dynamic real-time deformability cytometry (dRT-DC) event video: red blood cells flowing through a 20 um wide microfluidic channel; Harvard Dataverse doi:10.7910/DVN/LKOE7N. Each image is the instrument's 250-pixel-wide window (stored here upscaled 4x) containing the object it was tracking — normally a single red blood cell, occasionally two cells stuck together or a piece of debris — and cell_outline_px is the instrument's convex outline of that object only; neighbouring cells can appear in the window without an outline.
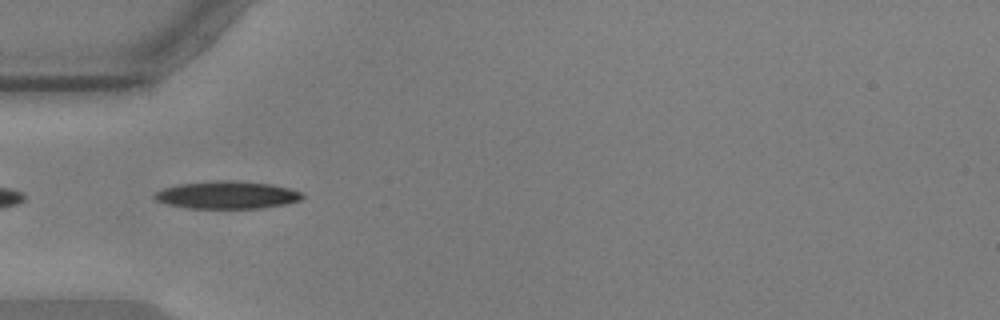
{"species": "common noctule bat (a hibernating species)", "species_latin": "Nyctalus noctula", "temperature_condition": "warm", "stored_images_in_passage": 34, "camera_frame_rate_fps": 3000, "um_per_image_px": 0.085, "animal": {"sex": "male", "body_mass_g": 17.9, "forearm_length_mm": 54.2}, "frame": {"image": 1, "passage_image": 2, "time_ms": 0.333, "image_size_px": [1000, 320], "cell_outline_px": [[304, 196], [300, 200], [284, 204], [264, 208], [188, 208], [168, 204], [156, 200], [152, 196], [156, 192], [164, 188], [180, 184], [216, 180], [236, 180], [272, 184], [288, 188], [300, 192]], "centroid_in_image_um": [19.3, 16.57], "position_along_channel_um": 65.7, "area_um2": 23.7}}
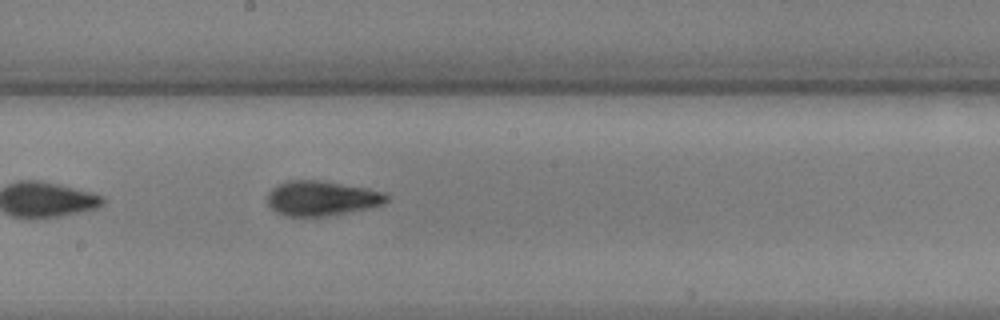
{"frame": {"image": 2, "passage_image": 15, "time_ms": 4.667, "image_size_px": [1000, 320], "cell_outline_px": [[388, 200], [384, 204], [328, 216], [284, 216], [276, 212], [268, 204], [268, 192], [276, 184], [288, 180], [324, 180], [384, 192], [388, 196]], "centroid_in_image_um": [27.3, 16.84], "position_along_channel_um": 220.9, "area_um2": 24.16}}
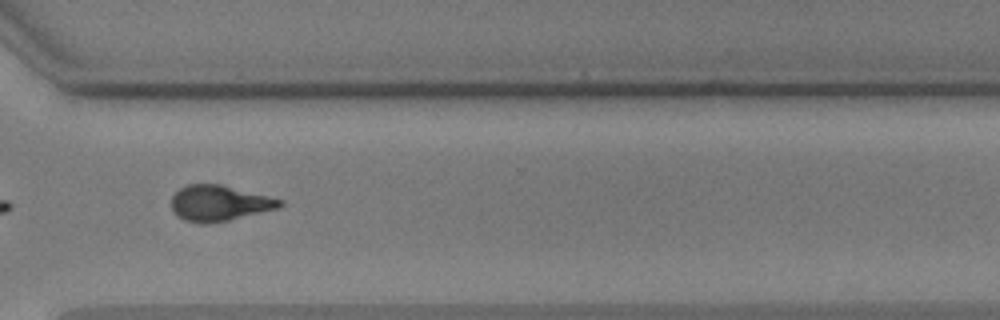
{"frame": {"image": 3, "passage_image": 26, "time_ms": 8.333, "image_size_px": [1000, 320], "cell_outline_px": [[284, 204], [280, 208], [228, 220], [204, 224], [200, 224], [184, 220], [176, 216], [172, 212], [172, 196], [180, 188], [188, 184], [220, 184], [284, 200]], "centroid_in_image_um": [18.63, 17.28], "position_along_channel_um": 352.0, "area_um2": 22.6}, "authors_computed_cell_mechanics": {"area_um2": 23.3801, "velocity_mm_per_s": 3.5788, "shape_relaxation_time_tau1_ms": 2.9963, "shape_relaxation_time_tau2_ms": 2.4087, "deformation_change_tau1": 0.1634, "deformation_change_tau2": 0.0996}}